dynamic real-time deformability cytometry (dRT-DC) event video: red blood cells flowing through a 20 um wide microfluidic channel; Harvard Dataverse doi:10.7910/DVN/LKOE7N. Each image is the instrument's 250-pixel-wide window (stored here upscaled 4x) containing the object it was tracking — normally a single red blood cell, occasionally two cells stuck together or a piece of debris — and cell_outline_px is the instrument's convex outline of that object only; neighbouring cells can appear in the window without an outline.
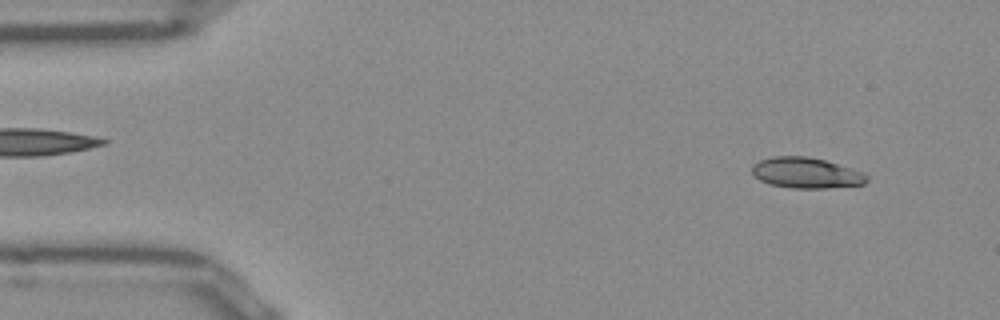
{"species": "Egyptian fruit bat (a non-hibernating species)", "species_latin": "Rousettus aegyptiacus", "temperature_condition": "room temperature", "stored_images_in_passage": 12, "camera_frame_rate_fps": 3000, "um_per_image_px": 0.085, "frame": {"image": 1, "passage_image": 3, "time_ms": 0.667, "image_size_px": [1000, 320], "cell_outline_px": [[868, 180], [864, 184], [824, 188], [792, 188], [768, 184], [760, 180], [752, 172], [752, 164], [760, 160], [772, 156], [808, 156], [824, 160], [864, 172], [868, 176]], "centroid_in_image_um": [68.51, 14.69], "position_along_channel_um": 16.5, "area_um2": 20.52}}